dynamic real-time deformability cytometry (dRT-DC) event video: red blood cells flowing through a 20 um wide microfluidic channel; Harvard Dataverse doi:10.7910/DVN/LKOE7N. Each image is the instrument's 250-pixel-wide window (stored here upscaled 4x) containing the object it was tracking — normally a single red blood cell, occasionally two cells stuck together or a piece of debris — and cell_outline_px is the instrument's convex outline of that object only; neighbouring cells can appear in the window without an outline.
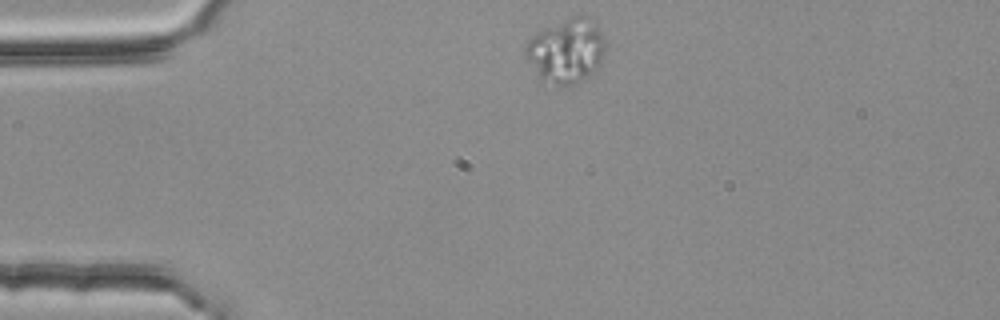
{"species": "common noctule bat (a hibernating species)", "species_latin": "Nyctalus noctula", "temperature_condition": "room temperature", "stored_images_in_passage": 45, "camera_frame_rate_fps": 3000, "um_per_image_px": 0.085, "animal": {"sex": "female", "body_mass_g": 25.1}, "frame": {"image": 1, "passage_image": 1, "time_ms": 0.0, "image_size_px": [1000, 320], "cell_outline_px": [[604, 52], [600, 64], [592, 72], [580, 80], [572, 84], [556, 84], [540, 80], [524, 56], [524, 44], [536, 32], [572, 16], [580, 16], [596, 28], [604, 36]], "centroid_in_image_um": [48.05, 4.34], "position_along_channel_um": 36.9, "area_um2": 29.13}}
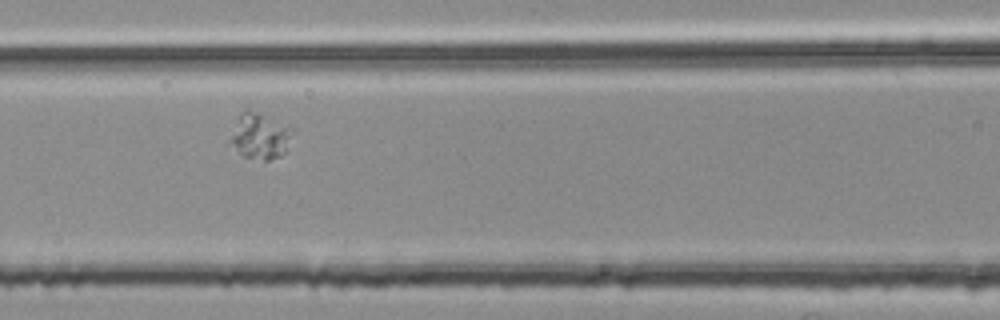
{"frame": {"image": 2, "passage_image": 13, "time_ms": 4.0, "image_size_px": [1000, 320], "cell_outline_px": [[296, 128], [284, 152], [280, 156], [268, 160], [264, 160], [244, 156], [236, 148], [232, 140], [232, 136], [240, 116], [244, 112], [256, 112], [292, 124]], "centroid_in_image_um": [22.25, 11.56], "position_along_channel_um": 144.3, "area_um2": 16.07}}
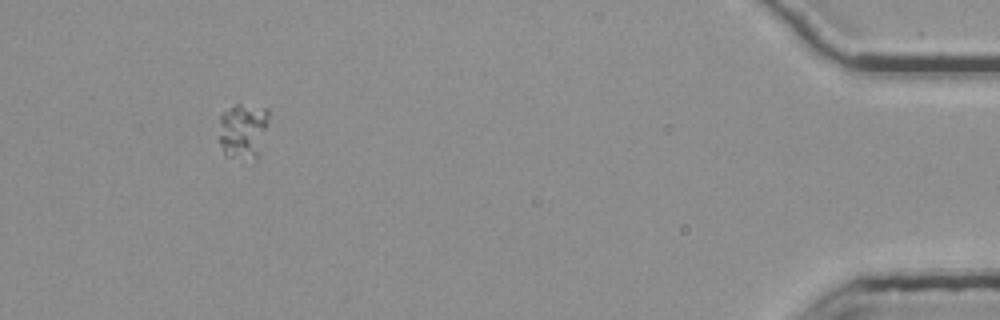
{"frame": {"image": 3, "passage_image": 41, "time_ms": 13.333, "image_size_px": [1000, 320], "cell_outline_px": [[268, 124], [256, 160], [224, 156], [220, 144], [220, 116], [228, 108], [236, 104], [240, 104], [268, 108]], "centroid_in_image_um": [20.66, 11.12], "position_along_channel_um": 414.5, "area_um2": 16.13}}